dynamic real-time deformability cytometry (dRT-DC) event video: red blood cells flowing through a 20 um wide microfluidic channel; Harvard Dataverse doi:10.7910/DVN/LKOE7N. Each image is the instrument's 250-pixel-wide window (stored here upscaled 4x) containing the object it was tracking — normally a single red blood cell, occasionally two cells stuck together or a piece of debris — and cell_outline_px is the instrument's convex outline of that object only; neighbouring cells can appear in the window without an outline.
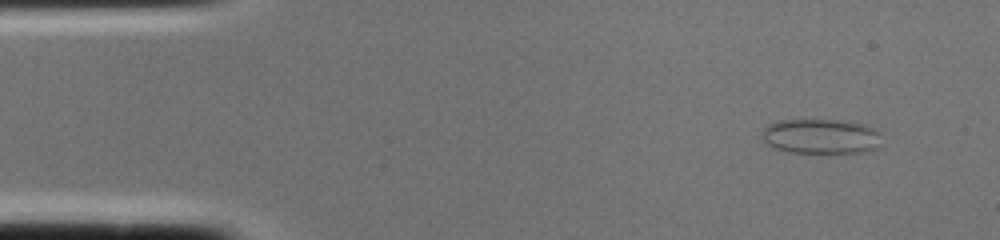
{"species": "common noctule bat (a hibernating species)", "species_latin": "Nyctalus noctula", "temperature_condition": "cold", "stored_images_in_passage": 1, "camera_frame_rate_fps": 3000, "um_per_image_px": 0.085, "animal": {"sex": "female", "body_mass_g": 22.0, "forearm_length_mm": 56.7}, "frame": {"image": 1, "passage_image": 1, "time_ms": 0.0, "image_size_px": [1000, 240], "cell_outline_px": [[880, 148], [868, 152], [788, 152], [776, 148], [768, 144], [764, 140], [764, 128], [768, 124], [780, 120], [836, 120], [860, 124], [872, 128], [876, 132], [880, 144]], "centroid_in_image_um": [69.77, 11.6], "position_along_channel_um": 15.2, "area_um2": 23.81}}